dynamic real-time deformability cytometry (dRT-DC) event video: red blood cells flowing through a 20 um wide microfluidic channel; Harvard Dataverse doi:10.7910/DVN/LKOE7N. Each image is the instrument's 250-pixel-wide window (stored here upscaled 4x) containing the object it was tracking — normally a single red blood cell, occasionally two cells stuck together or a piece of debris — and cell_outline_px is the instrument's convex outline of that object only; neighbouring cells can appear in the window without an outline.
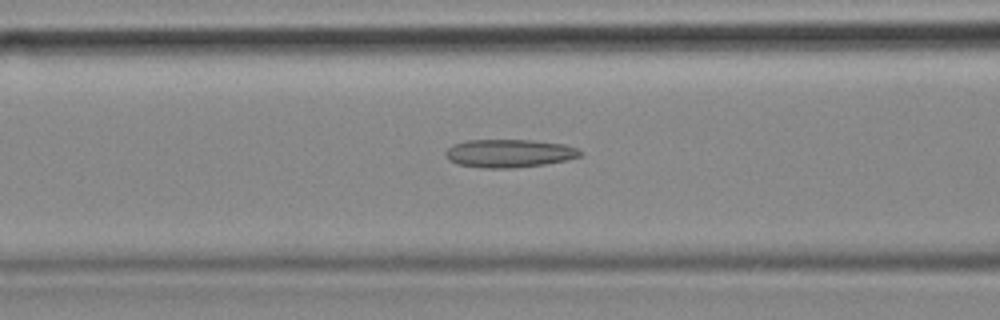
{"species": "common noctule bat (a hibernating species)", "species_latin": "Nyctalus noctula", "temperature_condition": "cold", "stored_images_in_passage": 40, "camera_frame_rate_fps": 3000, "um_per_image_px": 0.085, "animal": {"sex": "female", "body_mass_g": 18.4}, "frame": {"image": 1, "passage_image": 7, "time_ms": 2.0, "image_size_px": [1000, 320], "cell_outline_px": [[584, 152], [580, 156], [568, 160], [544, 164], [512, 168], [484, 168], [456, 164], [448, 160], [444, 152], [452, 144], [468, 140], [532, 140], [564, 144], [576, 148]], "centroid_in_image_um": [43.26, 13.03], "position_along_channel_um": 123.3, "area_um2": 22.2}}
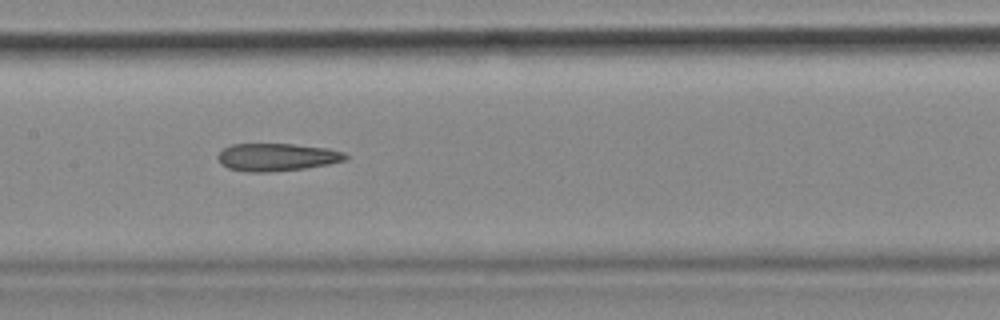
{"frame": {"image": 2, "passage_image": 12, "time_ms": 3.667, "image_size_px": [1000, 320], "cell_outline_px": [[348, 160], [328, 164], [304, 168], [268, 172], [248, 172], [228, 168], [216, 156], [224, 148], [232, 144], [292, 144], [328, 148], [344, 152], [348, 156]], "centroid_in_image_um": [23.57, 13.35], "position_along_channel_um": 183.8, "area_um2": 20.46}, "authors_computed_cell_mechanics": {"area_um2": 20.9814, "velocity_mm_per_s": 3.6424, "shape_relaxation_time_tau1_ms": null, "shape_relaxation_time_tau2_ms": 4.3941, "deformation_change_tau1": null, "deformation_change_tau2": 0.1631}}